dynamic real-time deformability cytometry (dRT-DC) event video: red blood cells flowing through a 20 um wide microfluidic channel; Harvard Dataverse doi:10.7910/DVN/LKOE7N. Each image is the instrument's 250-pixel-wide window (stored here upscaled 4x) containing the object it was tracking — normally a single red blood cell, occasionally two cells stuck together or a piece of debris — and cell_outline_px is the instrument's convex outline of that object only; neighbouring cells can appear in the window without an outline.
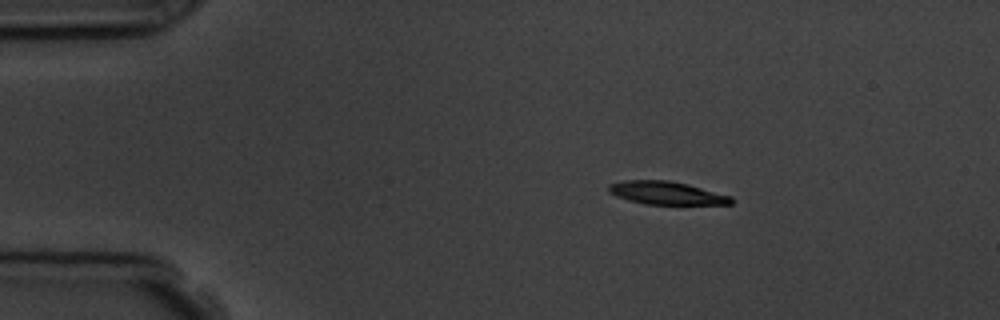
{"species": "common noctule bat (a hibernating species)", "species_latin": "Nyctalus noctula", "temperature_condition": "room temperature", "stored_images_in_passage": 4, "camera_frame_rate_fps": 3000, "um_per_image_px": 0.085, "animal": {"sex": "male", "body_mass_g": 19.5, "forearm_length_mm": 54.6}, "frame": {"image": 1, "passage_image": 2, "time_ms": 1.0, "image_size_px": [1000, 320], "cell_outline_px": [[736, 200], [732, 204], [644, 204], [628, 200], [616, 196], [608, 192], [608, 184], [624, 180], [668, 180], [688, 184], [732, 196]], "centroid_in_image_um": [56.66, 16.4], "position_along_channel_um": 28.3, "area_um2": 16.59}}
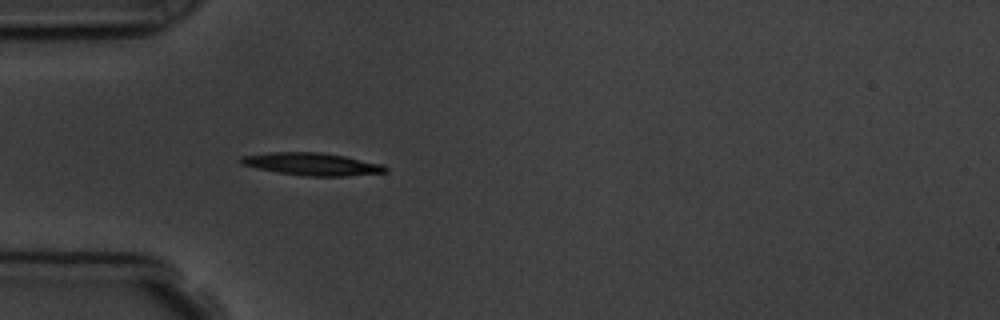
{"frame": {"image": 2, "passage_image": 4, "time_ms": 3.333, "image_size_px": [1000, 320], "cell_outline_px": [[388, 172], [344, 176], [304, 176], [256, 168], [240, 164], [236, 160], [240, 156], [272, 152], [320, 152], [344, 156], [384, 164], [388, 168]], "centroid_in_image_um": [26.5, 13.94], "position_along_channel_um": 58.5, "area_um2": 19.07}}